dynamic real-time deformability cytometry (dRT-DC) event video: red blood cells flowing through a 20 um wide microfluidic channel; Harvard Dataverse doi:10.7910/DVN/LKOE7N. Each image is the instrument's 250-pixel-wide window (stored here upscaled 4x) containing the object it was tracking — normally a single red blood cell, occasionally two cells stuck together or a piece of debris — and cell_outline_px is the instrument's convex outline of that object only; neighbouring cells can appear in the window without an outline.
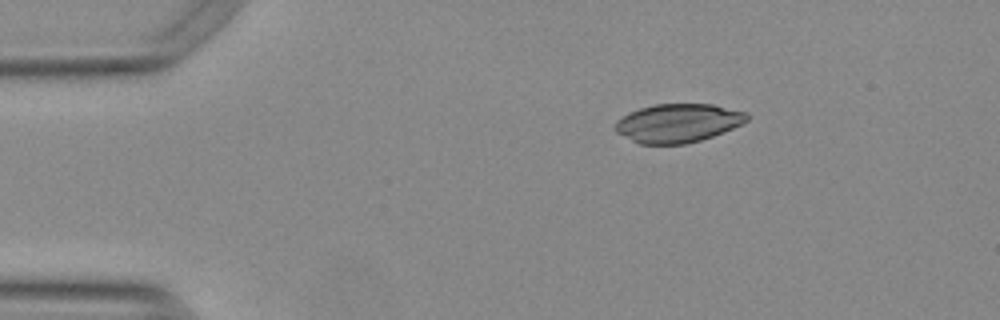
{"species": "Egyptian fruit bat (a non-hibernating species)", "species_latin": "Rousettus aegyptiacus", "temperature_condition": "warm", "stored_images_in_passage": 46, "camera_frame_rate_fps": 3000, "um_per_image_px": 0.085, "animal": {"sex": "female"}, "frame": {"image": 1, "passage_image": 1, "time_ms": 0.0, "image_size_px": [1000, 320], "cell_outline_px": [[748, 120], [732, 128], [712, 136], [700, 140], [684, 144], [640, 144], [616, 132], [612, 128], [616, 120], [628, 112], [652, 104], [712, 104], [748, 112]], "centroid_in_image_um": [57.58, 10.45], "position_along_channel_um": 27.4, "area_um2": 29.71}}
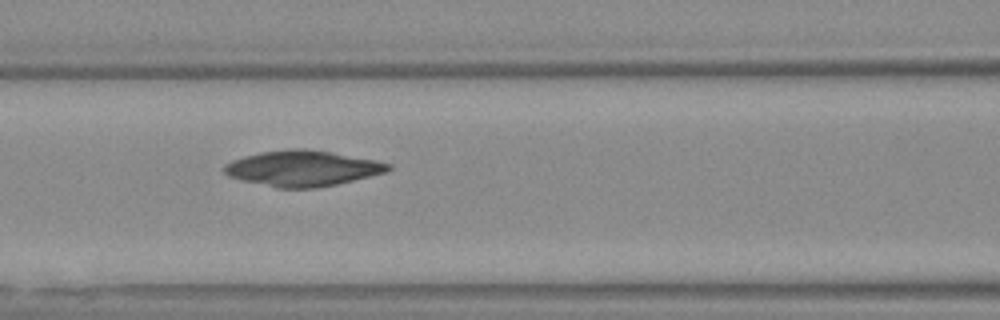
{"frame": {"image": 2, "passage_image": 15, "time_ms": 4.667, "image_size_px": [1000, 320], "cell_outline_px": [[392, 168], [388, 172], [336, 184], [316, 188], [276, 188], [228, 176], [224, 172], [224, 164], [232, 160], [244, 156], [260, 152], [288, 148], [304, 148], [332, 152], [376, 160], [392, 164]], "centroid_in_image_um": [25.73, 14.3], "position_along_channel_um": 140.9, "area_um2": 34.16}}
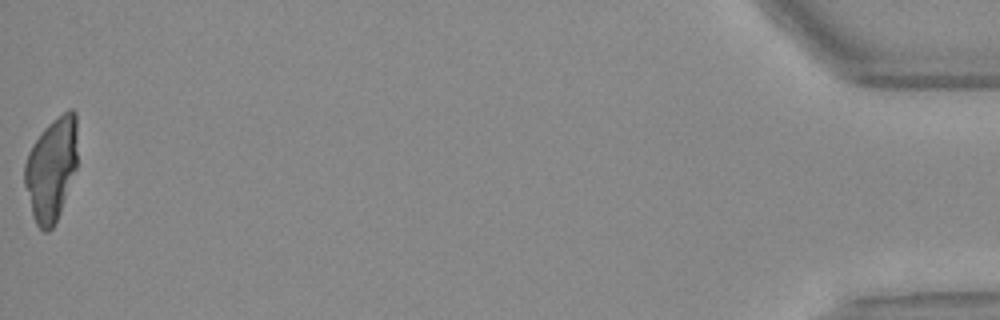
{"frame": {"image": 3, "passage_image": 46, "time_ms": 15.0, "image_size_px": [1000, 320], "cell_outline_px": [[76, 168], [60, 212], [52, 228], [48, 232], [44, 232], [36, 224], [32, 216], [24, 184], [24, 164], [28, 152], [44, 128], [52, 120], [68, 108], [72, 108], [76, 112]], "centroid_in_image_um": [4.35, 14.36], "position_along_channel_um": 430.9, "area_um2": 31.73}}